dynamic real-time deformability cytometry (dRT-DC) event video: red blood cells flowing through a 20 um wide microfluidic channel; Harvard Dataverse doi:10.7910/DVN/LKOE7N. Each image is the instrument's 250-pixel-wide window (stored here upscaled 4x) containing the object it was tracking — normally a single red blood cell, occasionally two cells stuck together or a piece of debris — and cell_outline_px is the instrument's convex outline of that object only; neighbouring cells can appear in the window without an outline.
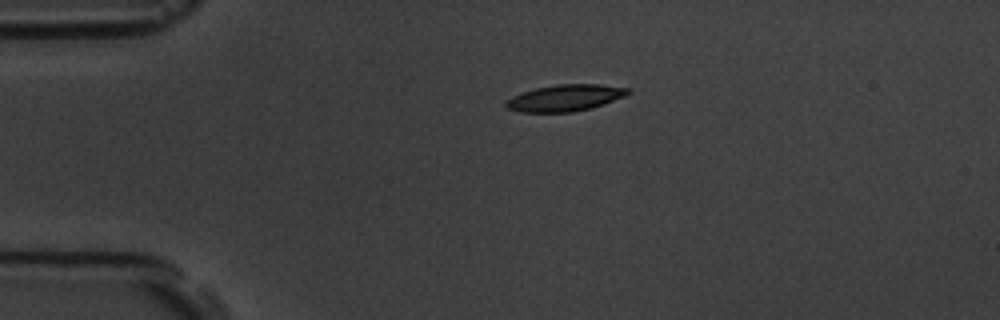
{"species": "common noctule bat (a hibernating species)", "species_latin": "Nyctalus noctula", "temperature_condition": "room temperature", "stored_images_in_passage": 3, "camera_frame_rate_fps": 3000, "um_per_image_px": 0.085, "animal": {"sex": "male", "body_mass_g": 19.5, "forearm_length_mm": 54.6}, "frame": {"image": 1, "passage_image": 3, "time_ms": 2.333, "image_size_px": [1000, 320], "cell_outline_px": [[628, 92], [624, 96], [592, 108], [572, 112], [520, 112], [508, 108], [504, 104], [512, 96], [536, 88], [556, 84], [600, 84], [628, 88]], "centroid_in_image_um": [48.01, 8.32], "position_along_channel_um": 37.0, "area_um2": 18.61}}